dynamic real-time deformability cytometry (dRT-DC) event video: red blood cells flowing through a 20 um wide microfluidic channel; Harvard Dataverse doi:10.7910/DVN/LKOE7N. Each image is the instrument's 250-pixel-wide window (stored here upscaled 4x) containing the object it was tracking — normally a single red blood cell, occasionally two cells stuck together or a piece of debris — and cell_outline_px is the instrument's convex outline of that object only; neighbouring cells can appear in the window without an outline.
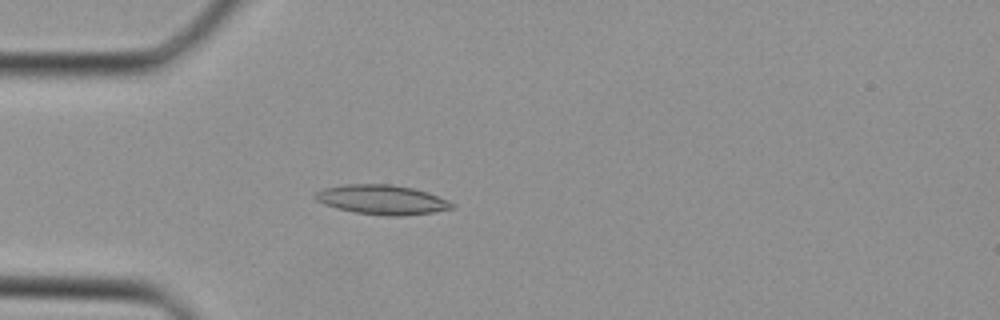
{"species": "Egyptian fruit bat (a non-hibernating species)", "species_latin": "Rousettus aegyptiacus", "temperature_condition": "cold", "stored_images_in_passage": 29, "camera_frame_rate_fps": 3000, "um_per_image_px": 0.085, "animal": {"sex": "female"}, "frame": {"image": 1, "passage_image": 1, "time_ms": 0.0, "image_size_px": [1000, 320], "cell_outline_px": [[456, 204], [452, 208], [432, 212], [404, 216], [388, 216], [352, 212], [336, 208], [324, 204], [316, 200], [312, 196], [316, 192], [324, 188], [344, 184], [392, 184], [412, 188], [428, 192]], "centroid_in_image_um": [32.44, 16.97], "position_along_channel_um": 52.6, "area_um2": 23.58}}
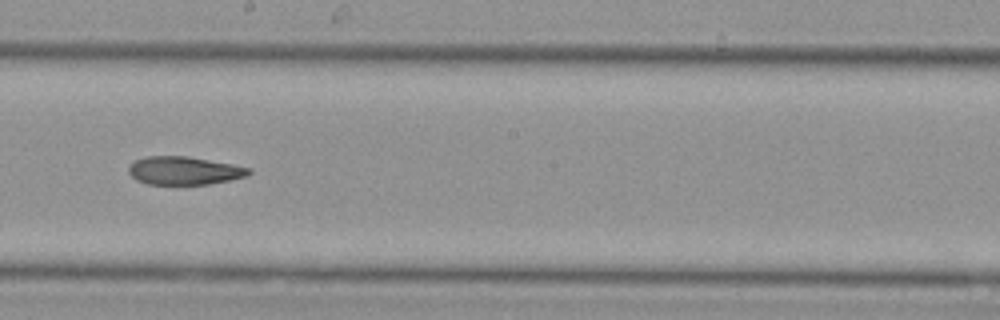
{"frame": {"image": 2, "passage_image": 12, "time_ms": 3.667, "image_size_px": [1000, 320], "cell_outline_px": [[252, 172], [248, 176], [208, 184], [148, 184], [136, 180], [128, 172], [128, 164], [136, 160], [148, 156], [188, 156], [232, 164], [252, 168]], "centroid_in_image_um": [15.65, 14.5], "position_along_channel_um": 232.5, "area_um2": 19.77}}
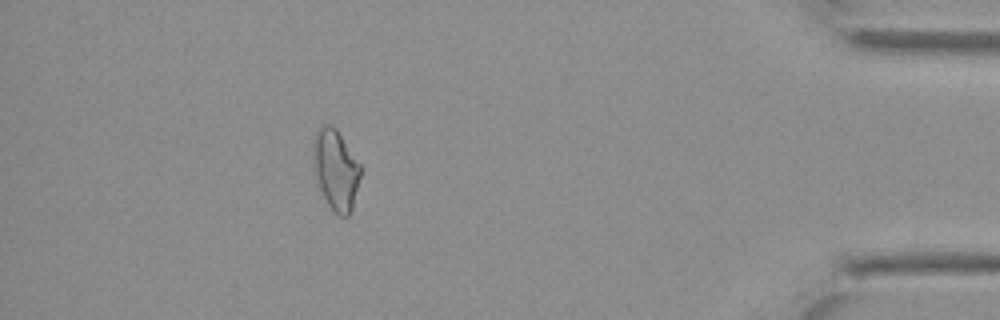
{"frame": {"image": 3, "passage_image": 25, "time_ms": 8.0, "image_size_px": [1000, 320], "cell_outline_px": [[360, 176], [352, 208], [348, 216], [340, 216], [328, 204], [320, 188], [312, 164], [312, 140], [316, 132], [320, 128], [328, 124], [332, 124], [336, 128], [360, 164]], "centroid_in_image_um": [28.51, 14.38], "position_along_channel_um": 406.7, "area_um2": 21.91}}